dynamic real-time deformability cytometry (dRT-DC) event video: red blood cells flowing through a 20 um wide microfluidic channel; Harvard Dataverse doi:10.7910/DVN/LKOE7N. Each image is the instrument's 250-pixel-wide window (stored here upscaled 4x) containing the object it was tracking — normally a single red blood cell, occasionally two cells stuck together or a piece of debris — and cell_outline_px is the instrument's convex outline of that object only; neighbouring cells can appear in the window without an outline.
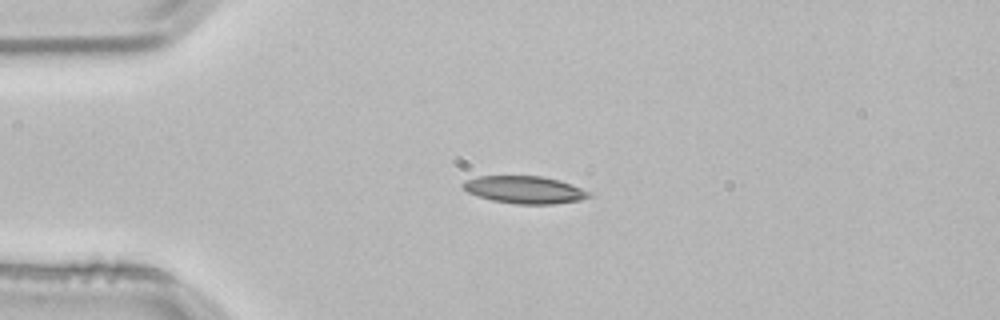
{"species": "common noctule bat (a hibernating species)", "species_latin": "Nyctalus noctula", "temperature_condition": "room temperature", "stored_images_in_passage": 3, "camera_frame_rate_fps": 3000, "um_per_image_px": 0.085, "animal": {"sex": "male", "body_mass_g": 21.5, "forearm_length_mm": 52.0}, "frame": {"image": 1, "passage_image": 2, "time_ms": 0.333, "image_size_px": [1000, 320], "cell_outline_px": [[592, 196], [580, 200], [552, 204], [516, 204], [492, 200], [476, 196], [468, 192], [460, 184], [464, 180], [476, 176], [540, 176], [560, 180], [572, 184], [592, 192]], "centroid_in_image_um": [44.59, 16.12], "position_along_channel_um": 40.4, "area_um2": 20.35}}
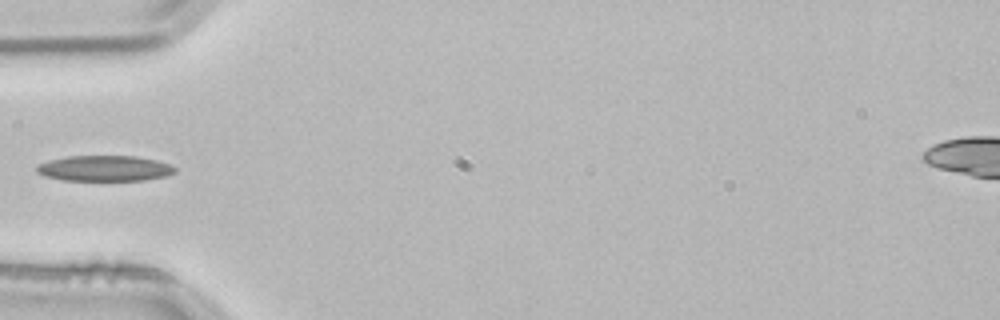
{"frame": {"image": 2, "passage_image": 3, "time_ms": 0.667, "image_size_px": [1000, 320], "cell_outline_px": [[176, 172], [168, 176], [144, 180], [60, 180], [44, 176], [36, 172], [36, 168], [40, 164], [48, 160], [68, 156], [136, 156], [156, 160], [168, 164], [176, 168]], "centroid_in_image_um": [8.89, 14.31], "position_along_channel_um": 76.1, "area_um2": 20.69}}